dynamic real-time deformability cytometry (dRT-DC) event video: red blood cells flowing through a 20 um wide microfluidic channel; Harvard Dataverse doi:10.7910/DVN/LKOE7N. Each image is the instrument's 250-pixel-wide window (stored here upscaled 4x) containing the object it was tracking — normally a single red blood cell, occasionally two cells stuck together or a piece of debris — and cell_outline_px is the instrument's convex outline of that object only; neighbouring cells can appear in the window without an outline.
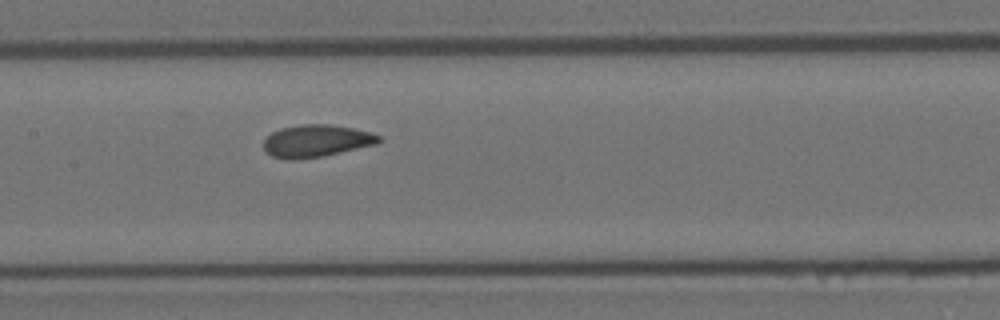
{"species": "Egyptian fruit bat (a non-hibernating species)", "species_latin": "Rousettus aegyptiacus", "temperature_condition": "room temperature", "stored_images_in_passage": 5, "camera_frame_rate_fps": 3000, "um_per_image_px": 0.085, "animal": {"sex": "female"}, "frame": {"image": 1, "passage_image": 5, "time_ms": 4.667, "image_size_px": [1000, 320], "cell_outline_px": [[384, 140], [376, 144], [324, 156], [292, 160], [272, 156], [264, 148], [264, 140], [272, 132], [280, 128], [300, 124], [328, 124], [352, 128], [372, 132], [380, 136]], "centroid_in_image_um": [26.92, 11.97], "position_along_channel_um": 180.5, "area_um2": 21.68}}